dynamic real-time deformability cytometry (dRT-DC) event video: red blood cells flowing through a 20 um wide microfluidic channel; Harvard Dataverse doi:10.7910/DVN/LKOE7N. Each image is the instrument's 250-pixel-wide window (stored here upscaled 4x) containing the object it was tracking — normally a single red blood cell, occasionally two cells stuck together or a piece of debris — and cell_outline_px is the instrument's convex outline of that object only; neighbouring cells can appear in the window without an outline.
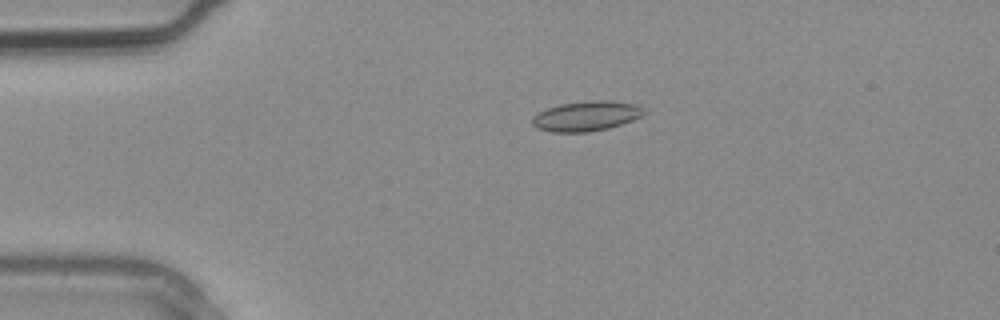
{"species": "common noctule bat (a hibernating species)", "species_latin": "Nyctalus noctula", "temperature_condition": "warm", "stored_images_in_passage": 1, "camera_frame_rate_fps": 3000, "um_per_image_px": 0.085, "animal": {"sex": "male", "body_mass_g": 20.4}, "frame": {"image": 1, "passage_image": 1, "time_ms": 0.0, "image_size_px": [1000, 320], "cell_outline_px": [[648, 112], [632, 120], [608, 128], [588, 132], [552, 132], [536, 128], [532, 124], [532, 116], [548, 108], [560, 104], [592, 100], [608, 100], [632, 104], [644, 108]], "centroid_in_image_um": [49.82, 9.87], "position_along_channel_um": 35.2, "area_um2": 19.36}}